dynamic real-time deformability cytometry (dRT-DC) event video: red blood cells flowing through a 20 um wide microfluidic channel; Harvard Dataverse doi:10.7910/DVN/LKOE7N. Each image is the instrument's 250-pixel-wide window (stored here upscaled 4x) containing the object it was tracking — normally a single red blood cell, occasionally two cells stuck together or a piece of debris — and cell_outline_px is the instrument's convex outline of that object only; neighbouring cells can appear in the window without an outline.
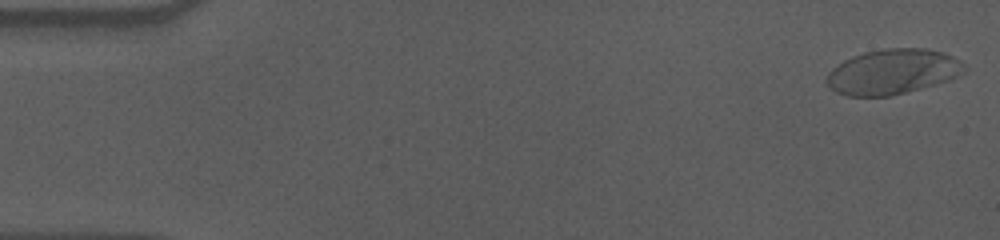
{"species": "human", "species_latin": "Homo sapiens", "temperature_condition": "cold", "stored_images_in_passage": 57, "camera_frame_rate_fps": 3000, "um_per_image_px": 0.085, "donor": {"sex": "male"}, "frame": {"image": 1, "passage_image": 1, "time_ms": 0.0, "image_size_px": [1000, 240], "cell_outline_px": [[968, 68], [964, 72], [948, 80], [920, 88], [888, 96], [848, 96], [836, 92], [824, 80], [828, 72], [832, 68], [844, 60], [852, 56], [864, 52], [884, 48], [928, 48], [944, 52], [960, 60]], "centroid_in_image_um": [75.87, 6.08], "position_along_channel_um": 9.1, "area_um2": 36.18}}
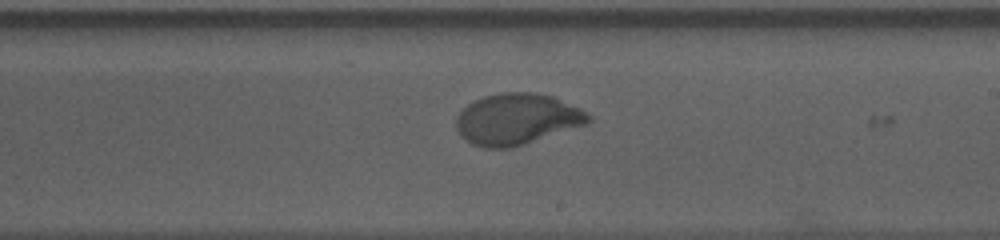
{"frame": {"image": 2, "passage_image": 33, "time_ms": 10.667, "image_size_px": [1000, 240], "cell_outline_px": [[592, 120], [588, 124], [524, 144], [508, 148], [484, 148], [472, 144], [464, 140], [456, 128], [456, 116], [468, 104], [484, 96], [500, 92], [532, 92], [552, 96], [580, 108], [592, 116]], "centroid_in_image_um": [43.94, 10.13], "position_along_channel_um": 245.1, "area_um2": 39.48}}
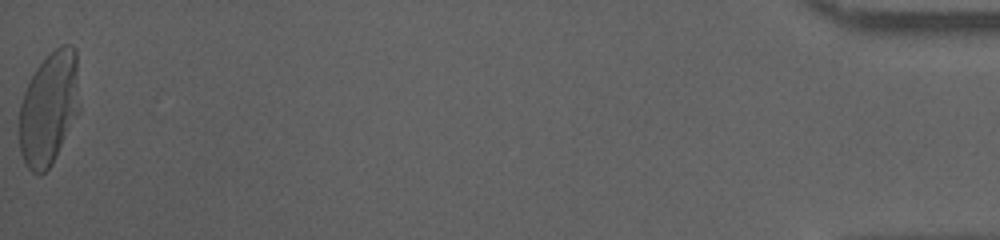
{"frame": {"image": 3, "passage_image": 57, "time_ms": 18.667, "image_size_px": [1000, 240], "cell_outline_px": [[80, 112], [52, 164], [40, 176], [32, 172], [28, 168], [20, 152], [20, 104], [24, 92], [36, 68], [60, 44], [72, 44], [76, 48], [80, 104]], "centroid_in_image_um": [4.2, 9.21], "position_along_channel_um": 431.0, "area_um2": 40.06}, "authors_computed_cell_mechanics": {"area_um2": 38.148, "velocity_mm_per_s": 3.5545, "shape_relaxation_time_tau1_ms": 4.0054, "shape_relaxation_time_tau2_ms": null, "deformation_change_tau1": 0.1925, "deformation_change_tau2": null}}